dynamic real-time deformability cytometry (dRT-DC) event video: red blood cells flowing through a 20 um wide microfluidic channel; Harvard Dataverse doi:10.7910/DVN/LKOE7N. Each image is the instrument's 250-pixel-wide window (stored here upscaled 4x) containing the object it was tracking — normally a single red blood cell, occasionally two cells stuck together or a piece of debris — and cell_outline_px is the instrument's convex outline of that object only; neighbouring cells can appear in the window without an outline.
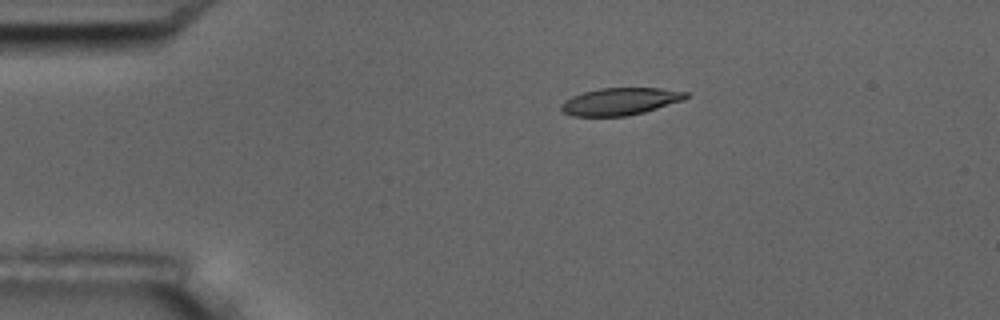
{"species": "common noctule bat (a hibernating species)", "species_latin": "Nyctalus noctula", "temperature_condition": "room temperature", "stored_images_in_passage": 9, "camera_frame_rate_fps": 3000, "um_per_image_px": 0.085, "animal": {"sex": "male", "body_mass_g": 17.5, "forearm_length_mm": 52.3}, "frame": {"image": 1, "passage_image": 2, "time_ms": 0.333, "image_size_px": [1000, 320], "cell_outline_px": [[688, 96], [684, 100], [644, 112], [628, 116], [572, 116], [564, 112], [560, 108], [560, 104], [564, 100], [572, 96], [584, 92], [600, 88], [660, 88], [688, 92]], "centroid_in_image_um": [52.71, 8.62], "position_along_channel_um": 32.3, "area_um2": 19.83}}
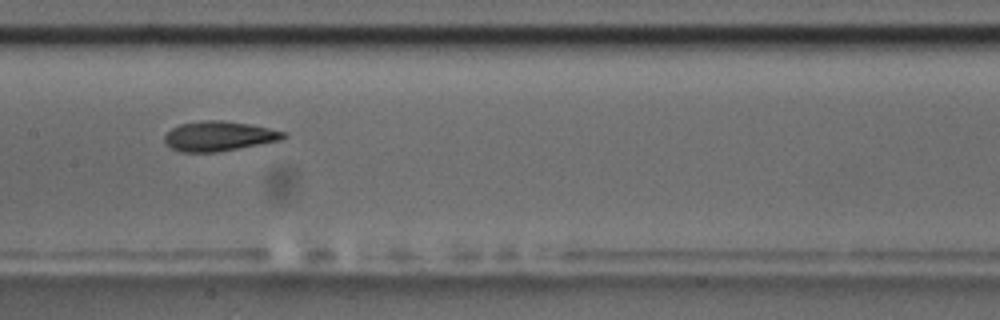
{"frame": {"image": 2, "passage_image": 7, "time_ms": 2.0, "image_size_px": [1000, 320], "cell_outline_px": [[288, 136], [280, 140], [216, 152], [180, 152], [172, 148], [164, 140], [164, 136], [172, 128], [180, 124], [204, 120], [220, 120], [248, 124], [288, 132]], "centroid_in_image_um": [18.61, 11.57], "position_along_channel_um": 188.8, "area_um2": 20.4}}
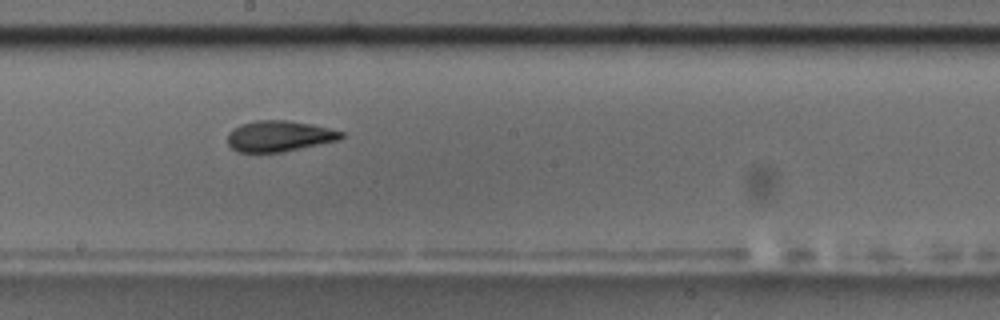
{"frame": {"image": 3, "passage_image": 8, "time_ms": 2.333, "image_size_px": [1000, 320], "cell_outline_px": [[344, 136], [340, 140], [280, 152], [236, 152], [228, 144], [228, 132], [232, 128], [240, 124], [256, 120], [288, 120], [312, 124], [344, 132]], "centroid_in_image_um": [23.71, 11.56], "position_along_channel_um": 224.5, "area_um2": 20.52}}